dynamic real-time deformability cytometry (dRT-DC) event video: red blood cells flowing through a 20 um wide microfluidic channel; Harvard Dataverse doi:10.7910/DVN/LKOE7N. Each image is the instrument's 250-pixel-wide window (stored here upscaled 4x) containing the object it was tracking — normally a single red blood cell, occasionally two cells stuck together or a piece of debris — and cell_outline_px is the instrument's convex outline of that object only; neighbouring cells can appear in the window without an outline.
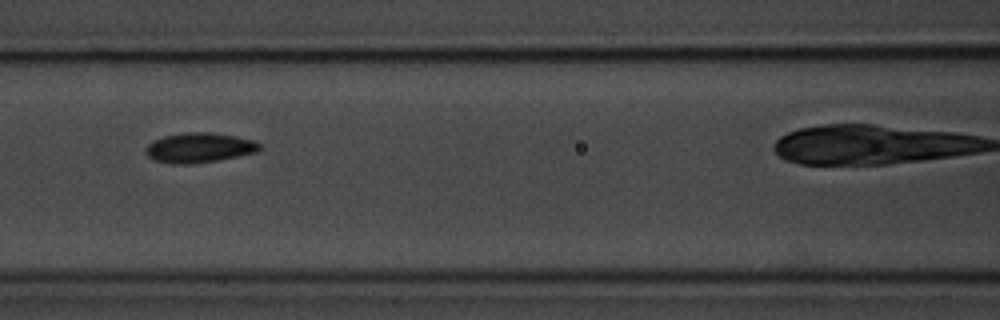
{"species": "common noctule bat (a hibernating species)", "species_latin": "Nyctalus noctula", "temperature_condition": "room temperature", "stored_images_in_passage": 8, "camera_frame_rate_fps": 3000, "um_per_image_px": 0.085, "animal": {"sex": "male", "body_mass_g": 20.1, "forearm_length_mm": 53.5}, "frame": {"image": 1, "passage_image": 4, "time_ms": 3.667, "image_size_px": [1000, 320], "cell_outline_px": [[260, 148], [256, 152], [216, 160], [192, 164], [172, 164], [152, 160], [148, 156], [144, 148], [152, 140], [164, 136], [184, 132], [212, 132], [236, 136], [256, 140], [260, 144]], "centroid_in_image_um": [16.9, 12.54], "position_along_channel_um": 149.7, "area_um2": 19.94}}